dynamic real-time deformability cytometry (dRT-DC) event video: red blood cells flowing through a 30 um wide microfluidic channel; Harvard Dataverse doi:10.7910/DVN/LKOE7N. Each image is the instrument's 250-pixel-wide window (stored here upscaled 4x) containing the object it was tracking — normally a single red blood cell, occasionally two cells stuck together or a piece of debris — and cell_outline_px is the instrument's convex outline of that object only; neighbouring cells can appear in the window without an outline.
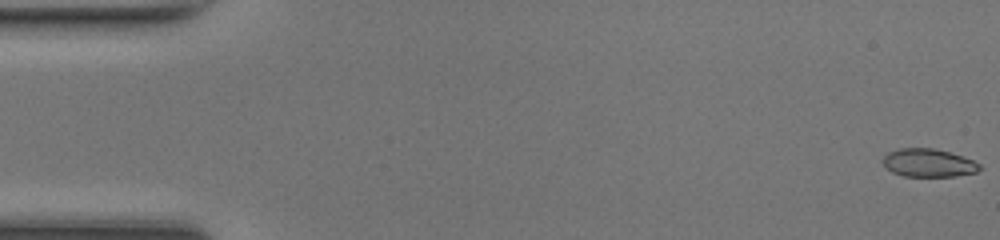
{"species": "common noctule bat (a hibernating species)", "species_latin": "Nyctalus noctula", "temperature_condition": "room temperature", "stored_images_in_passage": 48, "camera_frame_rate_fps": 3000, "um_per_image_px": 0.085, "animal": {"sex": "female", "body_mass_g": 17.0, "forearm_length_mm": 48.0}, "frame": {"image": 1, "passage_image": 1, "time_ms": 0.0, "image_size_px": [1000, 240], "cell_outline_px": [[984, 168], [976, 172], [956, 176], [904, 176], [892, 172], [880, 160], [888, 152], [900, 148], [932, 148], [964, 156], [980, 164]], "centroid_in_image_um": [78.93, 13.84], "position_along_channel_um": 6.1, "area_um2": 15.9}}
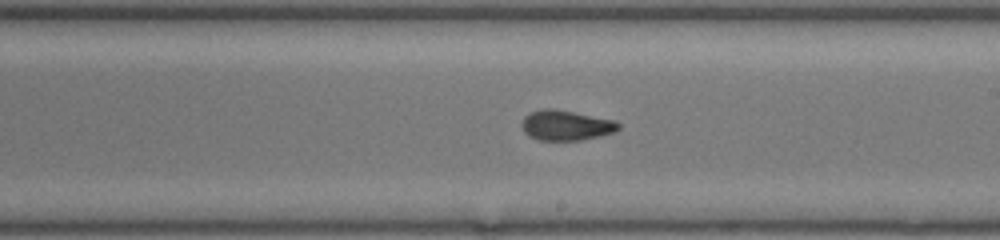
{"frame": {"image": 2, "passage_image": 28, "time_ms": 9.0, "image_size_px": [1000, 240], "cell_outline_px": [[620, 128], [612, 132], [600, 136], [580, 140], [540, 140], [528, 136], [524, 132], [520, 124], [524, 116], [532, 112], [544, 108], [552, 108], [616, 120], [620, 124]], "centroid_in_image_um": [48.09, 10.65], "position_along_channel_um": 240.9, "area_um2": 16.99}}
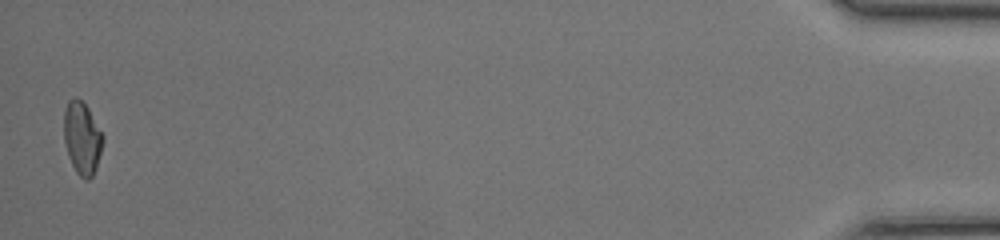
{"frame": {"image": 3, "passage_image": 48, "time_ms": 15.667, "image_size_px": [1000, 240], "cell_outline_px": [[104, 140], [96, 168], [92, 176], [88, 180], [84, 180], [76, 172], [68, 156], [64, 140], [64, 108], [68, 100], [72, 96], [76, 96], [88, 108], [104, 136]], "centroid_in_image_um": [6.97, 11.72], "position_along_channel_um": 428.2, "area_um2": 16.59}, "authors_computed_cell_mechanics": {"area_um2": 16.6175, "velocity_mm_per_s": 4.3284, "shape_relaxation_time_tau1_ms": 6.8338, "shape_relaxation_time_tau2_ms": 1.3645, "deformation_change_tau1": 0.2135, "deformation_change_tau2": 0.0659}}